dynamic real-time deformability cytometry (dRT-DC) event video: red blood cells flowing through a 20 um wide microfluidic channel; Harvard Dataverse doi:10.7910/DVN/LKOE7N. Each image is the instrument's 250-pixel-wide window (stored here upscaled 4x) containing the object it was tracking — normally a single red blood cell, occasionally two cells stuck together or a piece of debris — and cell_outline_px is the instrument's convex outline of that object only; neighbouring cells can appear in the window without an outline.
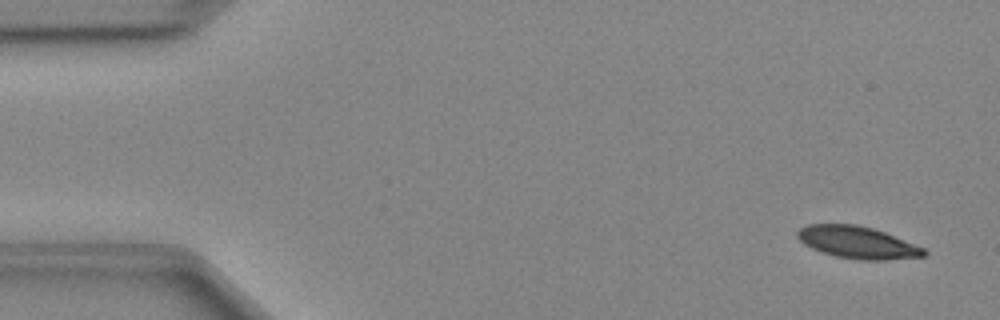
{"species": "Egyptian fruit bat (a non-hibernating species)", "species_latin": "Rousettus aegyptiacus", "temperature_condition": "cold", "stored_images_in_passage": 13, "camera_frame_rate_fps": 3000, "um_per_image_px": 0.085, "animal": {"sex": "female"}, "frame": {"image": 1, "passage_image": 3, "time_ms": 0.667, "image_size_px": [1000, 320], "cell_outline_px": [[928, 252], [924, 256], [888, 260], [860, 260], [836, 256], [812, 248], [804, 244], [796, 236], [796, 232], [800, 228], [808, 224], [856, 224], [872, 228], [884, 232], [924, 248]], "centroid_in_image_um": [72.88, 20.6], "position_along_channel_um": 12.1, "area_um2": 23.52}}